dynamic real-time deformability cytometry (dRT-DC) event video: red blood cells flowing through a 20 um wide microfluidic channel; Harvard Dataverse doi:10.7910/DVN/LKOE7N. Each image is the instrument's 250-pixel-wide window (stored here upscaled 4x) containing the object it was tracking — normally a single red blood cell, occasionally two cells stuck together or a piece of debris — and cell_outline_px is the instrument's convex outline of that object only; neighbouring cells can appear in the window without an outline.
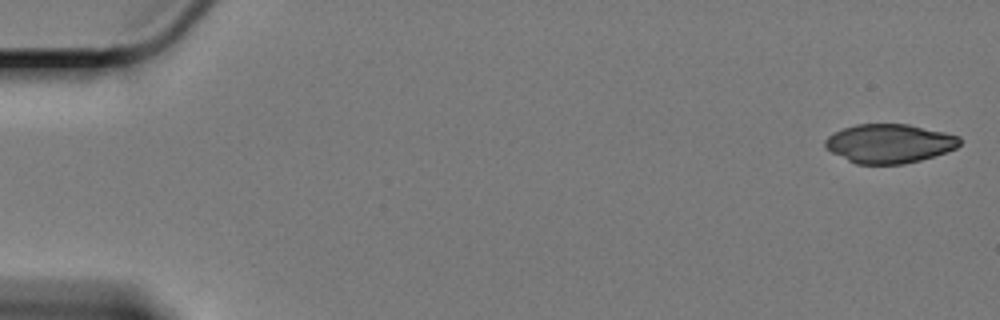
{"species": "Egyptian fruit bat (a non-hibernating species)", "species_latin": "Rousettus aegyptiacus", "temperature_condition": "cold", "stored_images_in_passage": 59, "camera_frame_rate_fps": 3000, "um_per_image_px": 0.085, "animal": {"sex": "female"}, "frame": {"image": 1, "passage_image": 1, "time_ms": 0.0, "image_size_px": [1000, 320], "cell_outline_px": [[960, 144], [956, 148], [920, 160], [904, 164], [856, 164], [832, 152], [824, 144], [824, 140], [828, 136], [844, 128], [856, 124], [908, 124], [944, 132], [960, 136]], "centroid_in_image_um": [75.6, 12.19], "position_along_channel_um": 9.4, "area_um2": 30.29}}
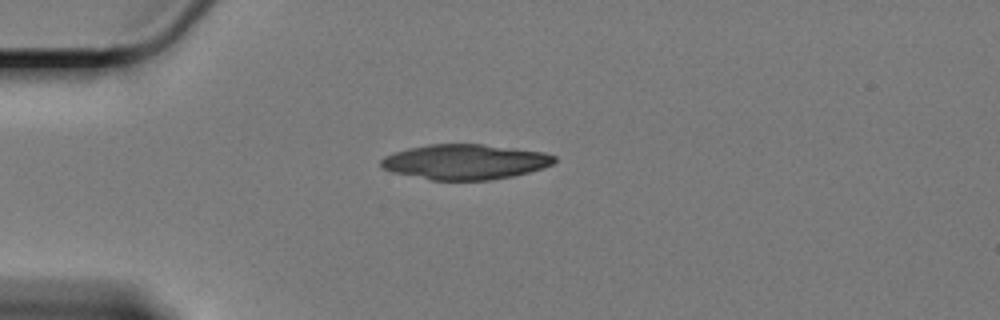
{"frame": {"image": 2, "passage_image": 15, "time_ms": 4.667, "image_size_px": [1000, 320], "cell_outline_px": [[556, 160], [552, 164], [544, 168], [512, 176], [488, 180], [432, 180], [392, 172], [384, 168], [380, 164], [380, 160], [384, 156], [408, 148], [428, 144], [480, 144], [544, 152], [556, 156]], "centroid_in_image_um": [39.53, 13.75], "position_along_channel_um": 45.5, "area_um2": 35.32}}
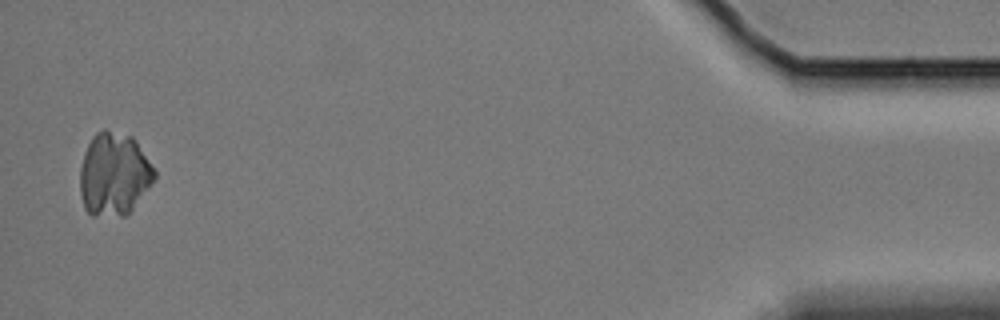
{"frame": {"image": 3, "passage_image": 58, "time_ms": 19.0, "image_size_px": [1000, 320], "cell_outline_px": [[156, 176], [128, 216], [92, 216], [84, 208], [80, 196], [80, 168], [84, 152], [92, 136], [96, 132], [104, 128], [132, 136], [136, 140], [156, 172]], "centroid_in_image_um": [9.67, 14.81], "position_along_channel_um": 425.5, "area_um2": 36.36}}